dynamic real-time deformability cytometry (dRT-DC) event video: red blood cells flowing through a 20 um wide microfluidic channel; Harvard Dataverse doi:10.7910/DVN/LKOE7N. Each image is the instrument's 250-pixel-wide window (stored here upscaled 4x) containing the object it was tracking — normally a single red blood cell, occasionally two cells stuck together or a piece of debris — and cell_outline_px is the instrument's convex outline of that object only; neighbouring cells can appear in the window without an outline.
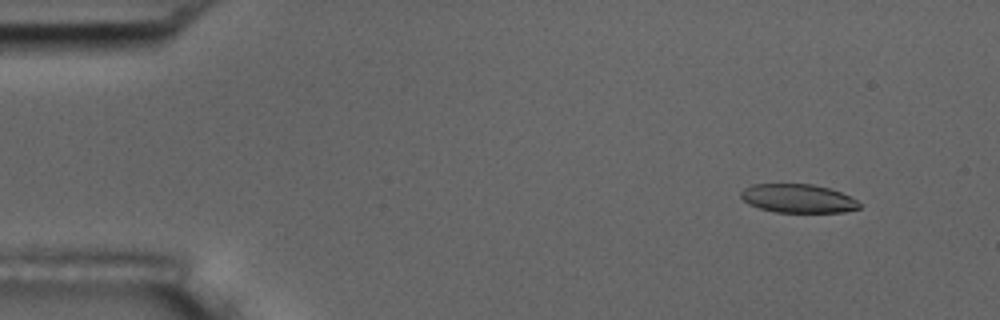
{"species": "common noctule bat (a hibernating species)", "species_latin": "Nyctalus noctula", "temperature_condition": "room temperature", "stored_images_in_passage": 52, "camera_frame_rate_fps": 3000, "um_per_image_px": 0.085, "animal": {"sex": "male", "body_mass_g": 17.5, "forearm_length_mm": 52.3}, "frame": {"image": 1, "passage_image": 3, "time_ms": 0.667, "image_size_px": [1000, 320], "cell_outline_px": [[860, 208], [844, 212], [776, 212], [760, 208], [748, 204], [740, 196], [740, 192], [744, 188], [752, 184], [812, 184], [828, 188], [840, 192], [856, 200], [860, 204]], "centroid_in_image_um": [67.8, 16.87], "position_along_channel_um": 17.2, "area_um2": 19.65}}
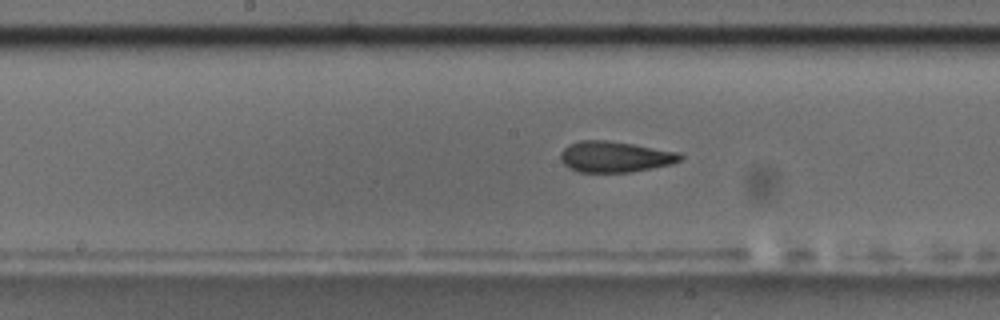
{"frame": {"image": 2, "passage_image": 26, "time_ms": 8.333, "image_size_px": [1000, 320], "cell_outline_px": [[684, 156], [680, 160], [672, 164], [632, 172], [580, 172], [568, 168], [560, 160], [560, 152], [568, 144], [580, 140], [604, 140], [632, 144], [680, 152]], "centroid_in_image_um": [52.26, 13.32], "position_along_channel_um": 195.9, "area_um2": 21.68}}
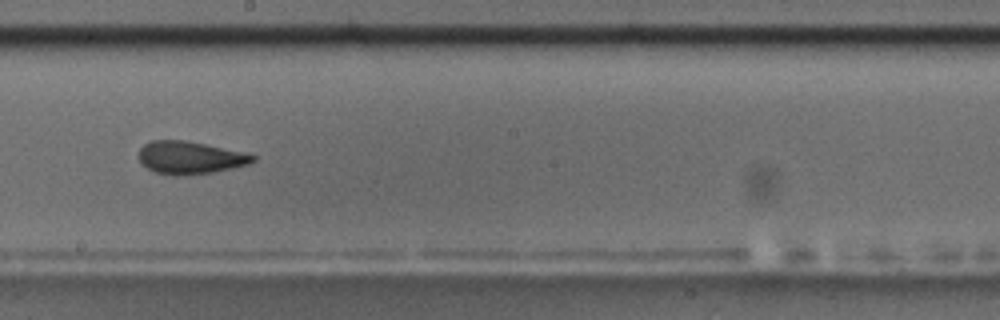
{"frame": {"image": 3, "passage_image": 29, "time_ms": 9.333, "image_size_px": [1000, 320], "cell_outline_px": [[256, 160], [248, 164], [232, 168], [212, 172], [188, 176], [172, 176], [156, 172], [140, 164], [140, 148], [144, 144], [152, 140], [184, 140], [244, 152], [256, 156]], "centroid_in_image_um": [16.14, 13.41], "position_along_channel_um": 232.1, "area_um2": 21.73}, "authors_computed_cell_mechanics": {"area_um2": 21.5594, "velocity_mm_per_s": 3.6333, "shape_relaxation_time_tau1_ms": 10.0736, "shape_relaxation_time_tau2_ms": 2.087, "deformation_change_tau1": 0.2114, "deformation_change_tau2": 0.0956}}